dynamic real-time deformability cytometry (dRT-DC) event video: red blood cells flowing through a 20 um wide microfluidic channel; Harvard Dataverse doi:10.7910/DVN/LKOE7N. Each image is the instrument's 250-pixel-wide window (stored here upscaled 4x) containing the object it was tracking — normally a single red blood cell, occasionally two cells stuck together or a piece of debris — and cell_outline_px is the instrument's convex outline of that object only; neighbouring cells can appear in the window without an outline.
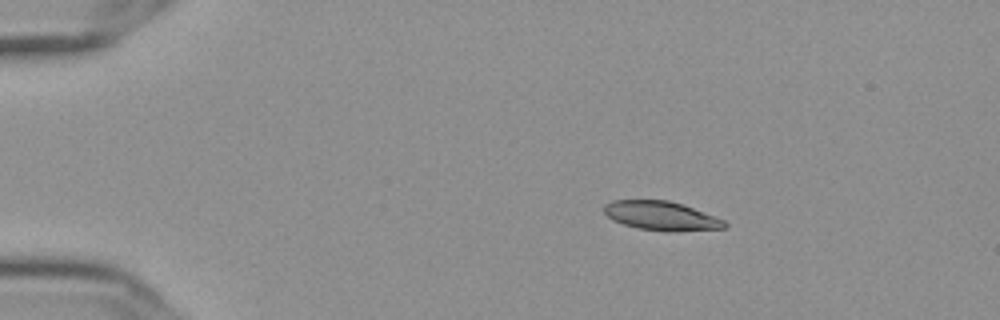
{"species": "Egyptian fruit bat (a non-hibernating species)", "species_latin": "Rousettus aegyptiacus", "temperature_condition": "cold", "stored_images_in_passage": 47, "camera_frame_rate_fps": 3000, "um_per_image_px": 0.085, "frame": {"image": 1, "passage_image": 1, "time_ms": 0.0, "image_size_px": [1000, 320], "cell_outline_px": [[728, 224], [724, 228], [640, 228], [624, 224], [612, 220], [604, 212], [604, 204], [612, 200], [668, 200], [692, 208], [724, 220]], "centroid_in_image_um": [56.09, 18.27], "position_along_channel_um": 28.9, "area_um2": 18.9}}
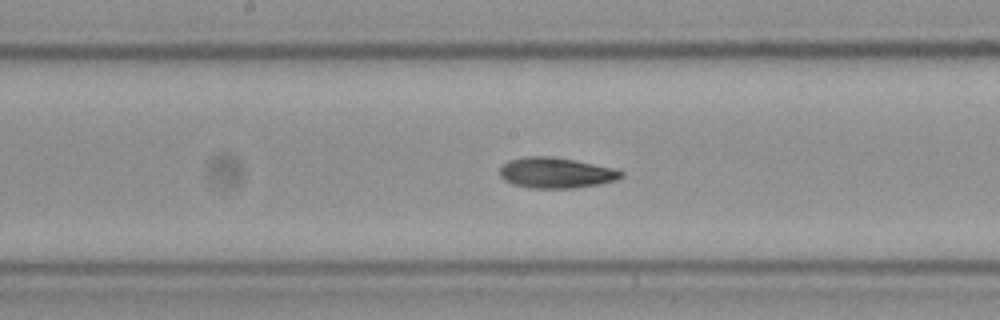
{"frame": {"image": 2, "passage_image": 21, "time_ms": 6.667, "image_size_px": [1000, 320], "cell_outline_px": [[624, 176], [616, 180], [596, 184], [572, 188], [528, 188], [512, 184], [504, 180], [500, 176], [500, 168], [508, 160], [528, 156], [548, 156], [572, 160], [612, 168], [624, 172]], "centroid_in_image_um": [47.21, 14.7], "position_along_channel_um": 201.0, "area_um2": 21.39}}
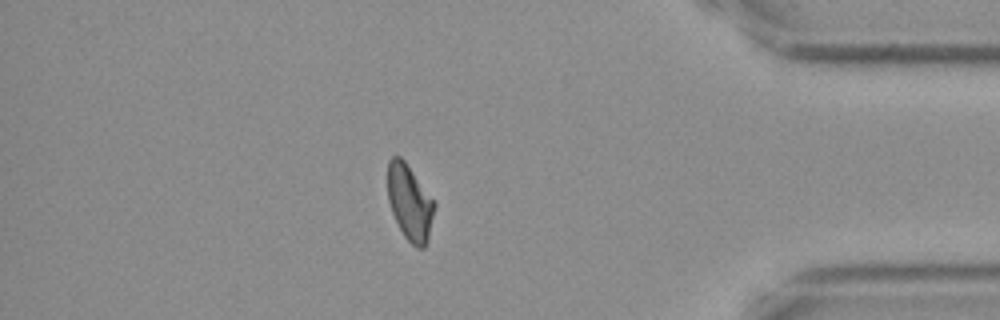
{"frame": {"image": 3, "passage_image": 40, "time_ms": 13.0, "image_size_px": [1000, 320], "cell_outline_px": [[436, 204], [428, 240], [424, 248], [416, 248], [404, 236], [392, 212], [388, 200], [388, 160], [392, 156], [400, 156], [404, 160]], "centroid_in_image_um": [34.83, 17.22], "position_along_channel_um": 400.4, "area_um2": 20.35}, "authors_computed_cell_mechanics": {"area_um2": 21.2704, "velocity_mm_per_s": 3.6439, "shape_relaxation_time_tau1_ms": 5.5429, "shape_relaxation_time_tau2_ms": 3.17, "deformation_change_tau1": 0.1665, "deformation_change_tau2": 0.0822}}